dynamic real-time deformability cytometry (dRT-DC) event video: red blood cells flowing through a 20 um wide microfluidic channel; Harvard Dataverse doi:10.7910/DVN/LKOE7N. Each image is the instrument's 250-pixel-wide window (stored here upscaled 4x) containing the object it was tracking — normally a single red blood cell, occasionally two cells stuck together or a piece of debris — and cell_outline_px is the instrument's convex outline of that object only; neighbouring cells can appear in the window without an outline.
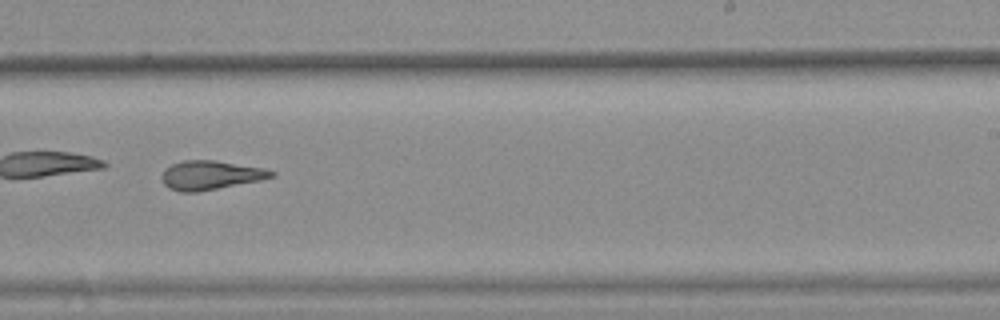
{"species": "common noctule bat (a hibernating species)", "species_latin": "Nyctalus noctula", "temperature_condition": "warm", "stored_images_in_passage": 11, "camera_frame_rate_fps": 3000, "um_per_image_px": 0.085, "animal": {"sex": "female", "body_mass_g": 25.1}, "frame": {"image": 1, "passage_image": 7, "time_ms": 2.0, "image_size_px": [1000, 320], "cell_outline_px": [[276, 176], [260, 180], [196, 192], [180, 192], [168, 188], [164, 184], [160, 176], [164, 168], [172, 164], [184, 160], [216, 160], [264, 168], [276, 172]], "centroid_in_image_um": [17.87, 14.88], "position_along_channel_um": 271.1, "area_um2": 18.61}}
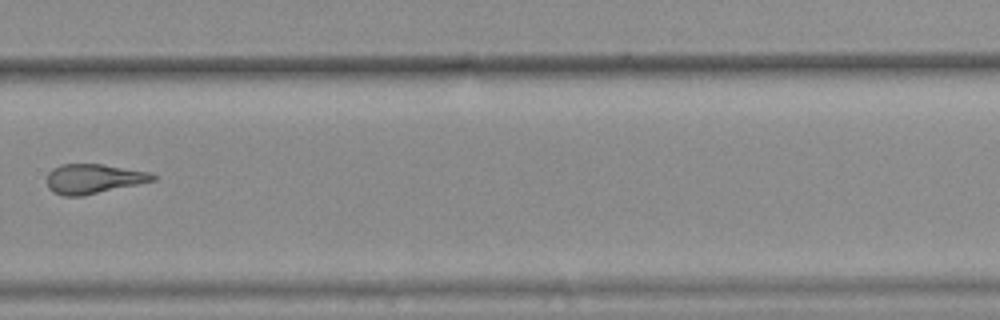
{"frame": {"image": 2, "passage_image": 8, "time_ms": 2.333, "image_size_px": [1000, 320], "cell_outline_px": [[156, 180], [84, 196], [64, 196], [52, 192], [48, 188], [48, 172], [52, 168], [60, 164], [104, 164], [152, 172], [156, 176]], "centroid_in_image_um": [7.96, 15.19], "position_along_channel_um": 321.8, "area_um2": 18.5}}